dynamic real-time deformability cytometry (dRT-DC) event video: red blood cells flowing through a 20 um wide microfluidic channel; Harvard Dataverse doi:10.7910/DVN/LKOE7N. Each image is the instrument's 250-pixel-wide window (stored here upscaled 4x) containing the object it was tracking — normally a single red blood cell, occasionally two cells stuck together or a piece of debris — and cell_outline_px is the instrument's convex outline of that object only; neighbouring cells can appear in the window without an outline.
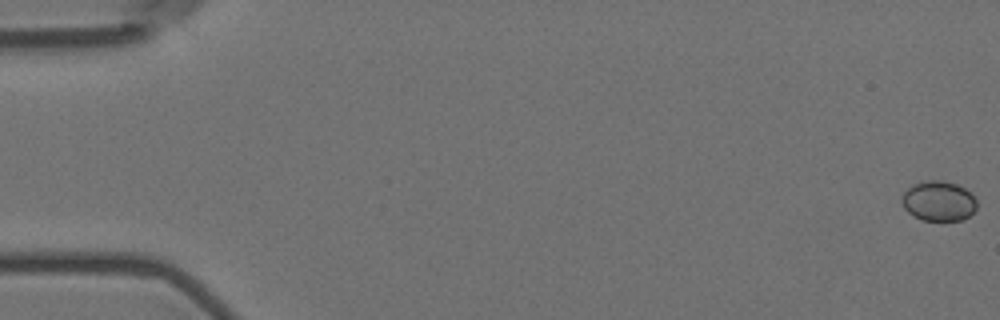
{"species": "Egyptian fruit bat (a non-hibernating species)", "species_latin": "Rousettus aegyptiacus", "temperature_condition": "room temperature", "stored_images_in_passage": 58, "camera_frame_rate_fps": 3000, "um_per_image_px": 0.085, "animal": {"sex": "female"}, "frame": {"image": 1, "passage_image": 1, "time_ms": 0.0, "image_size_px": [1000, 320], "cell_outline_px": [[976, 208], [968, 216], [960, 220], [924, 220], [912, 216], [904, 208], [904, 192], [912, 184], [924, 180], [944, 180], [956, 184], [964, 188], [976, 200]], "centroid_in_image_um": [79.77, 17.07], "position_along_channel_um": 5.2, "area_um2": 17.22}}
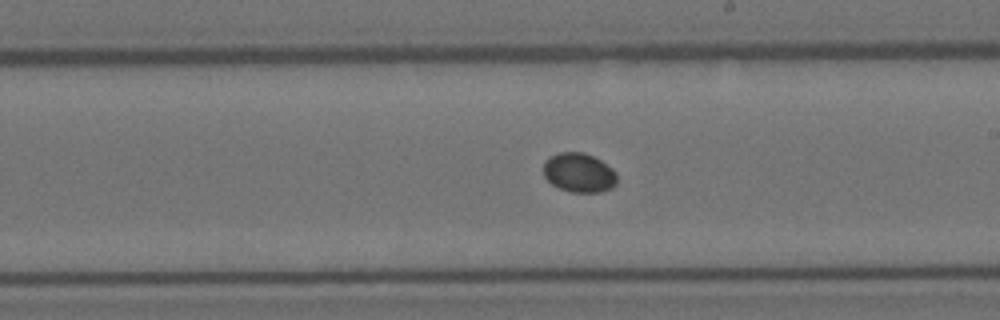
{"frame": {"image": 2, "passage_image": 34, "time_ms": 11.0, "image_size_px": [1000, 320], "cell_outline_px": [[616, 184], [612, 188], [600, 192], [572, 192], [560, 188], [552, 184], [544, 176], [544, 160], [560, 152], [584, 152], [600, 160], [612, 168], [616, 172]], "centroid_in_image_um": [49.22, 14.68], "position_along_channel_um": 239.8, "area_um2": 16.76}}
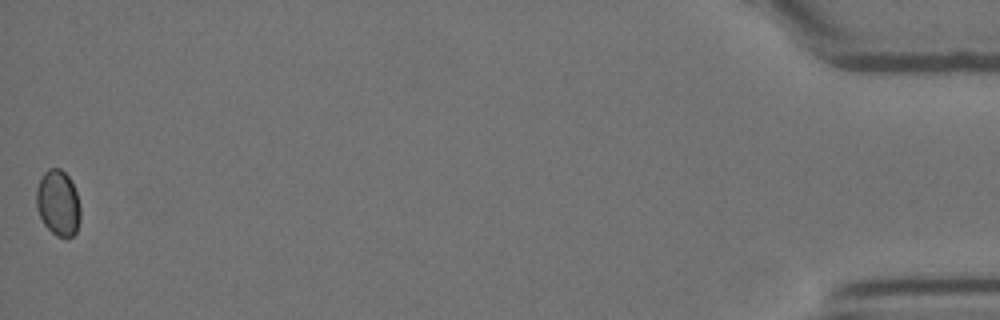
{"frame": {"image": 3, "passage_image": 58, "time_ms": 19.0, "image_size_px": [1000, 320], "cell_outline_px": [[80, 220], [76, 232], [72, 236], [56, 236], [44, 224], [36, 208], [36, 188], [44, 172], [48, 168], [60, 168], [68, 176], [76, 192], [80, 208]], "centroid_in_image_um": [4.93, 17.25], "position_along_channel_um": 430.3, "area_um2": 16.76}}